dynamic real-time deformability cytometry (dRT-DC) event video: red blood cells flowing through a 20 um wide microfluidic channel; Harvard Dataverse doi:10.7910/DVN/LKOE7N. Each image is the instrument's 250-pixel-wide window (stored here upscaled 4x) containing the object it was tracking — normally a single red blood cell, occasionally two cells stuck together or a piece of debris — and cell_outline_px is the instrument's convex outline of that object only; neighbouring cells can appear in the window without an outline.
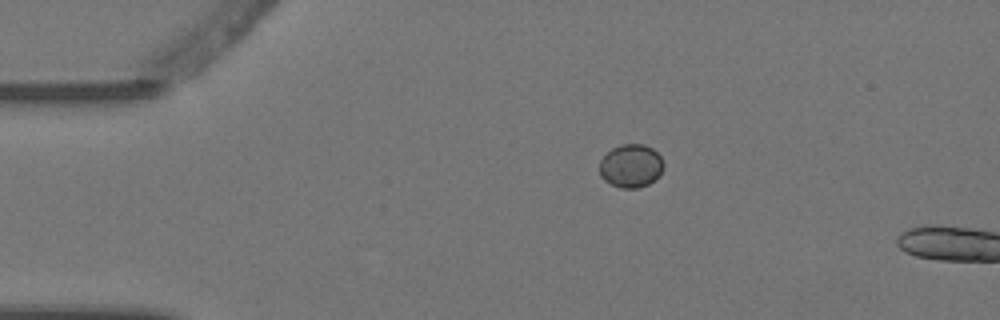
{"species": "Egyptian fruit bat (a non-hibernating species)", "species_latin": "Rousettus aegyptiacus", "temperature_condition": "warm", "stored_images_in_passage": 2, "camera_frame_rate_fps": 3000, "um_per_image_px": 0.085, "animal": {"sex": "female"}, "frame": {"image": 1, "passage_image": 1, "time_ms": 0.0, "image_size_px": [1000, 320], "cell_outline_px": [[664, 168], [660, 176], [648, 184], [636, 188], [620, 188], [604, 180], [600, 176], [600, 160], [612, 148], [624, 144], [644, 144], [652, 148], [660, 156], [664, 164]], "centroid_in_image_um": [53.65, 14.1], "position_along_channel_um": 31.4, "area_um2": 16.18}}